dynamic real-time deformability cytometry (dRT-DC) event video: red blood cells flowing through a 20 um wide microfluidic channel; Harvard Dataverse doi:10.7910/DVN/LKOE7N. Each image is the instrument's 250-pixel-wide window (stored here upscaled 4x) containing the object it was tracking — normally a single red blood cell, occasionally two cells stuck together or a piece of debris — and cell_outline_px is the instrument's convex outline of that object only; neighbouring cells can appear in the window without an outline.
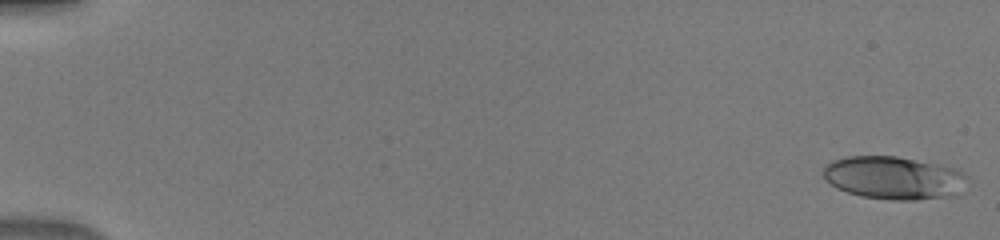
{"species": "human", "species_latin": "Homo sapiens", "temperature_condition": "warm", "stored_images_in_passage": 50, "camera_frame_rate_fps": 3000, "um_per_image_px": 0.085, "donor": {"sex": "male"}, "frame": {"image": 1, "passage_image": 1, "time_ms": 0.0, "image_size_px": [1000, 240], "cell_outline_px": [[968, 176], [964, 192], [960, 196], [916, 200], [888, 200], [860, 196], [836, 188], [824, 180], [824, 164], [832, 160], [848, 156], [896, 156], [956, 168], [964, 172]], "centroid_in_image_um": [76.03, 15.14], "position_along_channel_um": 9.0, "area_um2": 36.82}}
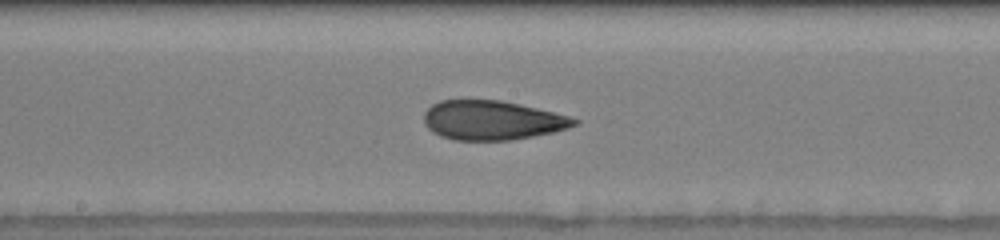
{"frame": {"image": 2, "passage_image": 28, "time_ms": 9.0, "image_size_px": [1000, 240], "cell_outline_px": [[580, 124], [568, 128], [552, 132], [532, 136], [508, 140], [456, 140], [440, 136], [432, 132], [424, 124], [424, 112], [432, 104], [440, 100], [500, 100], [520, 104], [568, 116], [580, 120]], "centroid_in_image_um": [41.81, 10.22], "position_along_channel_um": 206.4, "area_um2": 34.33}}
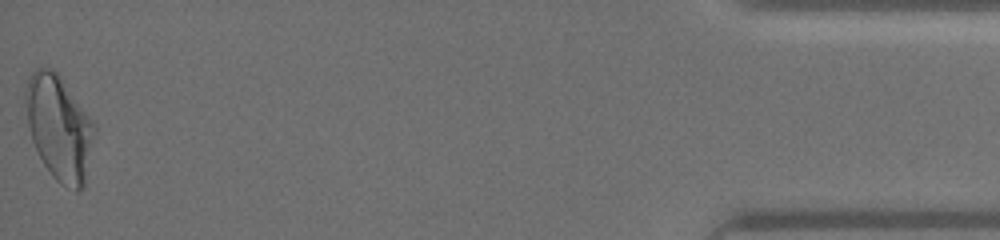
{"frame": {"image": 3, "passage_image": 50, "time_ms": 16.333, "image_size_px": [1000, 240], "cell_outline_px": [[96, 132], [84, 188], [76, 192], [60, 184], [52, 176], [44, 164], [32, 140], [28, 124], [24, 100], [24, 92], [28, 76], [36, 68], [48, 68], [56, 72], [60, 76], [96, 124]], "centroid_in_image_um": [5.04, 10.87], "position_along_channel_um": 430.2, "area_um2": 42.37}}